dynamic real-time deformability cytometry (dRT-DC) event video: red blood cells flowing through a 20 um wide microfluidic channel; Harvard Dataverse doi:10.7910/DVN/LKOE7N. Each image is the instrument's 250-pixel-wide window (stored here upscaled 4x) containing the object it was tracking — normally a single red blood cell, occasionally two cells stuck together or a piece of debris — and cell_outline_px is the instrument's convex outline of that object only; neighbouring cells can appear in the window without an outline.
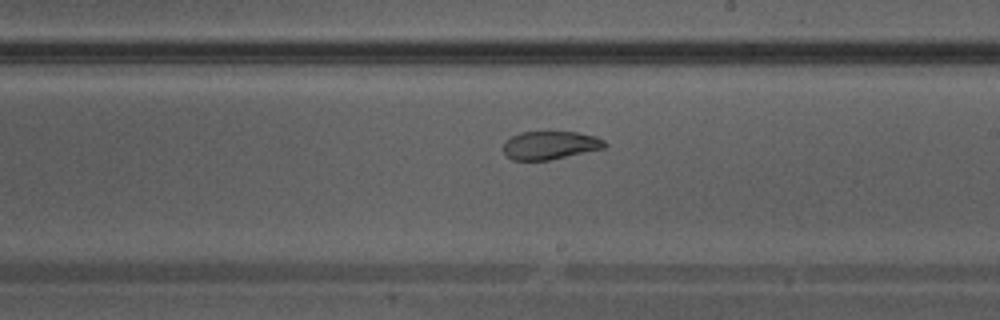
{"species": "Egyptian fruit bat (a non-hibernating species)", "species_latin": "Rousettus aegyptiacus", "temperature_condition": "warm", "stored_images_in_passage": 39, "camera_frame_rate_fps": 3000, "um_per_image_px": 0.085, "animal": {"sex": "male"}, "frame": {"image": 1, "passage_image": 23, "time_ms": 7.333, "image_size_px": [1000, 320], "cell_outline_px": [[608, 144], [604, 148], [548, 160], [512, 160], [504, 152], [504, 140], [520, 132], [576, 132], [596, 136], [604, 140]], "centroid_in_image_um": [46.76, 12.34], "position_along_channel_um": 242.2, "area_um2": 16.59}}